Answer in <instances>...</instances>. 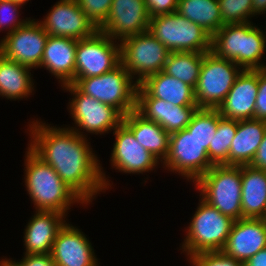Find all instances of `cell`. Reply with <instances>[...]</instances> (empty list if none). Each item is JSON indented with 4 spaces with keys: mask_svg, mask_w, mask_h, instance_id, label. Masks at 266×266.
Wrapping results in <instances>:
<instances>
[{
    "mask_svg": "<svg viewBox=\"0 0 266 266\" xmlns=\"http://www.w3.org/2000/svg\"><path fill=\"white\" fill-rule=\"evenodd\" d=\"M61 88L70 92L71 96L73 95L67 109L75 125L68 126V128L78 135L88 138V133L91 135L108 134L122 123L123 115L117 109L85 95L74 84L69 83Z\"/></svg>",
    "mask_w": 266,
    "mask_h": 266,
    "instance_id": "52a82bcc",
    "label": "cell"
},
{
    "mask_svg": "<svg viewBox=\"0 0 266 266\" xmlns=\"http://www.w3.org/2000/svg\"><path fill=\"white\" fill-rule=\"evenodd\" d=\"M21 7L22 5L12 0L0 1V32L5 30L8 31L6 34H9L31 19V17L20 18Z\"/></svg>",
    "mask_w": 266,
    "mask_h": 266,
    "instance_id": "d6a6232c",
    "label": "cell"
},
{
    "mask_svg": "<svg viewBox=\"0 0 266 266\" xmlns=\"http://www.w3.org/2000/svg\"><path fill=\"white\" fill-rule=\"evenodd\" d=\"M264 14H266V12H264V13H263V15H264ZM265 22H266V21H265ZM265 29H266V28H265ZM265 29H264V30H262V31H263V33H264V34H265V36H266V31H265Z\"/></svg>",
    "mask_w": 266,
    "mask_h": 266,
    "instance_id": "ee69618b",
    "label": "cell"
},
{
    "mask_svg": "<svg viewBox=\"0 0 266 266\" xmlns=\"http://www.w3.org/2000/svg\"><path fill=\"white\" fill-rule=\"evenodd\" d=\"M9 260L15 265V266H56L55 262L53 261L50 254H35V255H26L24 254V257L19 260H12V258Z\"/></svg>",
    "mask_w": 266,
    "mask_h": 266,
    "instance_id": "74e56055",
    "label": "cell"
},
{
    "mask_svg": "<svg viewBox=\"0 0 266 266\" xmlns=\"http://www.w3.org/2000/svg\"><path fill=\"white\" fill-rule=\"evenodd\" d=\"M218 3L224 25L251 22L252 0H218Z\"/></svg>",
    "mask_w": 266,
    "mask_h": 266,
    "instance_id": "1f68e13d",
    "label": "cell"
},
{
    "mask_svg": "<svg viewBox=\"0 0 266 266\" xmlns=\"http://www.w3.org/2000/svg\"><path fill=\"white\" fill-rule=\"evenodd\" d=\"M148 31L170 52L211 51L212 36L177 12L151 17Z\"/></svg>",
    "mask_w": 266,
    "mask_h": 266,
    "instance_id": "ba28073f",
    "label": "cell"
},
{
    "mask_svg": "<svg viewBox=\"0 0 266 266\" xmlns=\"http://www.w3.org/2000/svg\"><path fill=\"white\" fill-rule=\"evenodd\" d=\"M244 266H266V247L243 263Z\"/></svg>",
    "mask_w": 266,
    "mask_h": 266,
    "instance_id": "ab89813d",
    "label": "cell"
},
{
    "mask_svg": "<svg viewBox=\"0 0 266 266\" xmlns=\"http://www.w3.org/2000/svg\"><path fill=\"white\" fill-rule=\"evenodd\" d=\"M236 130L237 120L223 118L218 111L216 135L207 150L209 160L213 165H229V149Z\"/></svg>",
    "mask_w": 266,
    "mask_h": 266,
    "instance_id": "f546056e",
    "label": "cell"
},
{
    "mask_svg": "<svg viewBox=\"0 0 266 266\" xmlns=\"http://www.w3.org/2000/svg\"><path fill=\"white\" fill-rule=\"evenodd\" d=\"M242 218H266V171L241 166Z\"/></svg>",
    "mask_w": 266,
    "mask_h": 266,
    "instance_id": "484cf974",
    "label": "cell"
},
{
    "mask_svg": "<svg viewBox=\"0 0 266 266\" xmlns=\"http://www.w3.org/2000/svg\"><path fill=\"white\" fill-rule=\"evenodd\" d=\"M72 84L85 95L114 107L123 116L136 109L138 84L121 64L100 76L75 78Z\"/></svg>",
    "mask_w": 266,
    "mask_h": 266,
    "instance_id": "8992f818",
    "label": "cell"
},
{
    "mask_svg": "<svg viewBox=\"0 0 266 266\" xmlns=\"http://www.w3.org/2000/svg\"><path fill=\"white\" fill-rule=\"evenodd\" d=\"M24 158V183L35 210L57 211L65 216L71 206L85 202L71 190L56 171L39 158L29 147Z\"/></svg>",
    "mask_w": 266,
    "mask_h": 266,
    "instance_id": "7a4b0ae2",
    "label": "cell"
},
{
    "mask_svg": "<svg viewBox=\"0 0 266 266\" xmlns=\"http://www.w3.org/2000/svg\"><path fill=\"white\" fill-rule=\"evenodd\" d=\"M68 222L60 229L52 245L50 255L56 266H99L87 235Z\"/></svg>",
    "mask_w": 266,
    "mask_h": 266,
    "instance_id": "e0dca14e",
    "label": "cell"
},
{
    "mask_svg": "<svg viewBox=\"0 0 266 266\" xmlns=\"http://www.w3.org/2000/svg\"><path fill=\"white\" fill-rule=\"evenodd\" d=\"M67 216L57 211L35 210L24 229V254H50ZM66 218V220H65Z\"/></svg>",
    "mask_w": 266,
    "mask_h": 266,
    "instance_id": "ffe728a7",
    "label": "cell"
},
{
    "mask_svg": "<svg viewBox=\"0 0 266 266\" xmlns=\"http://www.w3.org/2000/svg\"><path fill=\"white\" fill-rule=\"evenodd\" d=\"M122 123L132 132L142 147L161 164L164 162L169 153L170 135L158 123L145 119L136 110L123 116Z\"/></svg>",
    "mask_w": 266,
    "mask_h": 266,
    "instance_id": "cb8c5ba5",
    "label": "cell"
},
{
    "mask_svg": "<svg viewBox=\"0 0 266 266\" xmlns=\"http://www.w3.org/2000/svg\"><path fill=\"white\" fill-rule=\"evenodd\" d=\"M150 17L171 14L177 11L178 0H144Z\"/></svg>",
    "mask_w": 266,
    "mask_h": 266,
    "instance_id": "8d00e7d4",
    "label": "cell"
},
{
    "mask_svg": "<svg viewBox=\"0 0 266 266\" xmlns=\"http://www.w3.org/2000/svg\"><path fill=\"white\" fill-rule=\"evenodd\" d=\"M120 43V64L139 85L163 71L170 51L149 31L128 36Z\"/></svg>",
    "mask_w": 266,
    "mask_h": 266,
    "instance_id": "9c48e42d",
    "label": "cell"
},
{
    "mask_svg": "<svg viewBox=\"0 0 266 266\" xmlns=\"http://www.w3.org/2000/svg\"><path fill=\"white\" fill-rule=\"evenodd\" d=\"M113 135L115 142L110 157L112 168L120 173L139 175L160 167V161L137 142L123 123L113 131Z\"/></svg>",
    "mask_w": 266,
    "mask_h": 266,
    "instance_id": "9a60e30c",
    "label": "cell"
},
{
    "mask_svg": "<svg viewBox=\"0 0 266 266\" xmlns=\"http://www.w3.org/2000/svg\"><path fill=\"white\" fill-rule=\"evenodd\" d=\"M266 132V121L237 120V130L229 149V165H250Z\"/></svg>",
    "mask_w": 266,
    "mask_h": 266,
    "instance_id": "d4e9b609",
    "label": "cell"
},
{
    "mask_svg": "<svg viewBox=\"0 0 266 266\" xmlns=\"http://www.w3.org/2000/svg\"><path fill=\"white\" fill-rule=\"evenodd\" d=\"M37 19H30L25 25L0 39V54L31 69L39 68L48 34Z\"/></svg>",
    "mask_w": 266,
    "mask_h": 266,
    "instance_id": "4fadbf2b",
    "label": "cell"
},
{
    "mask_svg": "<svg viewBox=\"0 0 266 266\" xmlns=\"http://www.w3.org/2000/svg\"><path fill=\"white\" fill-rule=\"evenodd\" d=\"M79 7L98 28L106 19L113 0H76Z\"/></svg>",
    "mask_w": 266,
    "mask_h": 266,
    "instance_id": "e575fe53",
    "label": "cell"
},
{
    "mask_svg": "<svg viewBox=\"0 0 266 266\" xmlns=\"http://www.w3.org/2000/svg\"><path fill=\"white\" fill-rule=\"evenodd\" d=\"M0 266H15L9 259L2 258L0 259Z\"/></svg>",
    "mask_w": 266,
    "mask_h": 266,
    "instance_id": "b9f144b4",
    "label": "cell"
},
{
    "mask_svg": "<svg viewBox=\"0 0 266 266\" xmlns=\"http://www.w3.org/2000/svg\"><path fill=\"white\" fill-rule=\"evenodd\" d=\"M234 222L201 198L179 250L186 253V259L201 252L222 251Z\"/></svg>",
    "mask_w": 266,
    "mask_h": 266,
    "instance_id": "277c9868",
    "label": "cell"
},
{
    "mask_svg": "<svg viewBox=\"0 0 266 266\" xmlns=\"http://www.w3.org/2000/svg\"><path fill=\"white\" fill-rule=\"evenodd\" d=\"M32 120L27 125L31 138L28 147L49 164L86 205L91 204L96 195L112 188L113 182L110 183L86 137L68 127H54L38 118Z\"/></svg>",
    "mask_w": 266,
    "mask_h": 266,
    "instance_id": "6da1fadb",
    "label": "cell"
},
{
    "mask_svg": "<svg viewBox=\"0 0 266 266\" xmlns=\"http://www.w3.org/2000/svg\"><path fill=\"white\" fill-rule=\"evenodd\" d=\"M203 63V53L199 52H170L163 72L196 87Z\"/></svg>",
    "mask_w": 266,
    "mask_h": 266,
    "instance_id": "f1b7e54d",
    "label": "cell"
},
{
    "mask_svg": "<svg viewBox=\"0 0 266 266\" xmlns=\"http://www.w3.org/2000/svg\"><path fill=\"white\" fill-rule=\"evenodd\" d=\"M266 12V0H252V18Z\"/></svg>",
    "mask_w": 266,
    "mask_h": 266,
    "instance_id": "60d3db41",
    "label": "cell"
},
{
    "mask_svg": "<svg viewBox=\"0 0 266 266\" xmlns=\"http://www.w3.org/2000/svg\"><path fill=\"white\" fill-rule=\"evenodd\" d=\"M150 18L144 0H113L107 19L98 30L121 41L148 31Z\"/></svg>",
    "mask_w": 266,
    "mask_h": 266,
    "instance_id": "2e32d148",
    "label": "cell"
},
{
    "mask_svg": "<svg viewBox=\"0 0 266 266\" xmlns=\"http://www.w3.org/2000/svg\"><path fill=\"white\" fill-rule=\"evenodd\" d=\"M162 165L165 170L193 183L213 166L207 150L186 128L170 134L169 153Z\"/></svg>",
    "mask_w": 266,
    "mask_h": 266,
    "instance_id": "8fae6325",
    "label": "cell"
},
{
    "mask_svg": "<svg viewBox=\"0 0 266 266\" xmlns=\"http://www.w3.org/2000/svg\"><path fill=\"white\" fill-rule=\"evenodd\" d=\"M242 70L232 60L220 58L212 51L203 53L200 75L194 88L197 107L217 109Z\"/></svg>",
    "mask_w": 266,
    "mask_h": 266,
    "instance_id": "30bf717a",
    "label": "cell"
},
{
    "mask_svg": "<svg viewBox=\"0 0 266 266\" xmlns=\"http://www.w3.org/2000/svg\"><path fill=\"white\" fill-rule=\"evenodd\" d=\"M14 1L15 3H18L20 5H26L27 2H29V0H12Z\"/></svg>",
    "mask_w": 266,
    "mask_h": 266,
    "instance_id": "7bdbcfd3",
    "label": "cell"
},
{
    "mask_svg": "<svg viewBox=\"0 0 266 266\" xmlns=\"http://www.w3.org/2000/svg\"><path fill=\"white\" fill-rule=\"evenodd\" d=\"M44 17L39 22L48 36L80 40L98 30L76 0H59Z\"/></svg>",
    "mask_w": 266,
    "mask_h": 266,
    "instance_id": "5bb4252c",
    "label": "cell"
},
{
    "mask_svg": "<svg viewBox=\"0 0 266 266\" xmlns=\"http://www.w3.org/2000/svg\"><path fill=\"white\" fill-rule=\"evenodd\" d=\"M120 64V43L97 30L77 42L75 78L100 76Z\"/></svg>",
    "mask_w": 266,
    "mask_h": 266,
    "instance_id": "7c38bea8",
    "label": "cell"
},
{
    "mask_svg": "<svg viewBox=\"0 0 266 266\" xmlns=\"http://www.w3.org/2000/svg\"><path fill=\"white\" fill-rule=\"evenodd\" d=\"M187 261L192 266H244L242 262L227 256L223 251L197 253Z\"/></svg>",
    "mask_w": 266,
    "mask_h": 266,
    "instance_id": "836d02e7",
    "label": "cell"
},
{
    "mask_svg": "<svg viewBox=\"0 0 266 266\" xmlns=\"http://www.w3.org/2000/svg\"><path fill=\"white\" fill-rule=\"evenodd\" d=\"M177 13L213 36L224 25L218 0H178Z\"/></svg>",
    "mask_w": 266,
    "mask_h": 266,
    "instance_id": "83f0119b",
    "label": "cell"
},
{
    "mask_svg": "<svg viewBox=\"0 0 266 266\" xmlns=\"http://www.w3.org/2000/svg\"><path fill=\"white\" fill-rule=\"evenodd\" d=\"M78 40L48 36L39 68H44L61 86L75 80V59Z\"/></svg>",
    "mask_w": 266,
    "mask_h": 266,
    "instance_id": "7402d4cb",
    "label": "cell"
},
{
    "mask_svg": "<svg viewBox=\"0 0 266 266\" xmlns=\"http://www.w3.org/2000/svg\"><path fill=\"white\" fill-rule=\"evenodd\" d=\"M136 97H154L175 106H197L194 88L163 71L147 77L140 83Z\"/></svg>",
    "mask_w": 266,
    "mask_h": 266,
    "instance_id": "603a6c76",
    "label": "cell"
},
{
    "mask_svg": "<svg viewBox=\"0 0 266 266\" xmlns=\"http://www.w3.org/2000/svg\"><path fill=\"white\" fill-rule=\"evenodd\" d=\"M253 22L226 24L211 39V51L220 58L232 60L243 70L266 69L262 61L266 36Z\"/></svg>",
    "mask_w": 266,
    "mask_h": 266,
    "instance_id": "3957f363",
    "label": "cell"
},
{
    "mask_svg": "<svg viewBox=\"0 0 266 266\" xmlns=\"http://www.w3.org/2000/svg\"><path fill=\"white\" fill-rule=\"evenodd\" d=\"M254 119L266 121V69L258 70V93L255 102Z\"/></svg>",
    "mask_w": 266,
    "mask_h": 266,
    "instance_id": "d590c367",
    "label": "cell"
},
{
    "mask_svg": "<svg viewBox=\"0 0 266 266\" xmlns=\"http://www.w3.org/2000/svg\"><path fill=\"white\" fill-rule=\"evenodd\" d=\"M258 93V70H242L217 110L223 118L254 119Z\"/></svg>",
    "mask_w": 266,
    "mask_h": 266,
    "instance_id": "d6986e66",
    "label": "cell"
},
{
    "mask_svg": "<svg viewBox=\"0 0 266 266\" xmlns=\"http://www.w3.org/2000/svg\"><path fill=\"white\" fill-rule=\"evenodd\" d=\"M250 166L266 171V132Z\"/></svg>",
    "mask_w": 266,
    "mask_h": 266,
    "instance_id": "f35d334b",
    "label": "cell"
},
{
    "mask_svg": "<svg viewBox=\"0 0 266 266\" xmlns=\"http://www.w3.org/2000/svg\"><path fill=\"white\" fill-rule=\"evenodd\" d=\"M197 106H175L154 97H136V111L158 123L169 135L187 127Z\"/></svg>",
    "mask_w": 266,
    "mask_h": 266,
    "instance_id": "44dd1931",
    "label": "cell"
},
{
    "mask_svg": "<svg viewBox=\"0 0 266 266\" xmlns=\"http://www.w3.org/2000/svg\"><path fill=\"white\" fill-rule=\"evenodd\" d=\"M218 127V110L198 108L186 129L208 150Z\"/></svg>",
    "mask_w": 266,
    "mask_h": 266,
    "instance_id": "4dcf8cb0",
    "label": "cell"
},
{
    "mask_svg": "<svg viewBox=\"0 0 266 266\" xmlns=\"http://www.w3.org/2000/svg\"><path fill=\"white\" fill-rule=\"evenodd\" d=\"M194 186L200 198L234 221L242 218L241 166L213 165Z\"/></svg>",
    "mask_w": 266,
    "mask_h": 266,
    "instance_id": "5b68a950",
    "label": "cell"
},
{
    "mask_svg": "<svg viewBox=\"0 0 266 266\" xmlns=\"http://www.w3.org/2000/svg\"><path fill=\"white\" fill-rule=\"evenodd\" d=\"M30 71L33 70L0 54V97L10 101L31 97L35 82Z\"/></svg>",
    "mask_w": 266,
    "mask_h": 266,
    "instance_id": "4316f807",
    "label": "cell"
},
{
    "mask_svg": "<svg viewBox=\"0 0 266 266\" xmlns=\"http://www.w3.org/2000/svg\"><path fill=\"white\" fill-rule=\"evenodd\" d=\"M266 247V219L241 218L233 223L223 252L244 263Z\"/></svg>",
    "mask_w": 266,
    "mask_h": 266,
    "instance_id": "ac0fdd59",
    "label": "cell"
}]
</instances>
